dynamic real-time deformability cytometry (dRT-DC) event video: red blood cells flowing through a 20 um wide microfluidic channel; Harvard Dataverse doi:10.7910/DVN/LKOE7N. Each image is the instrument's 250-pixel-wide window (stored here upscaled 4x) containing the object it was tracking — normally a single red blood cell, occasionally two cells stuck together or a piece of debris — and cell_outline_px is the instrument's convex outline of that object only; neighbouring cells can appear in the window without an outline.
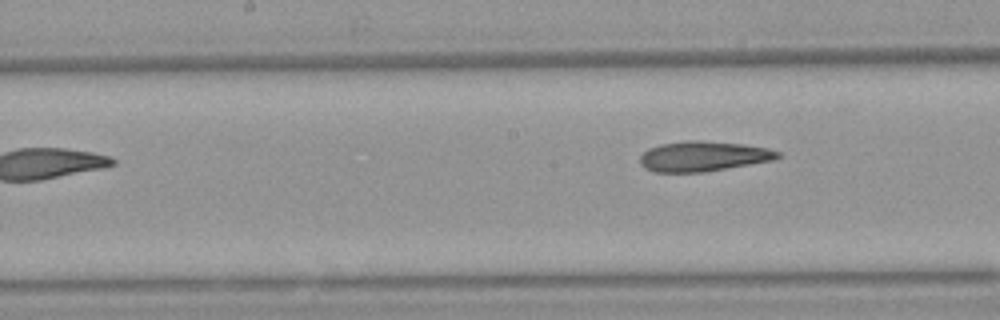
{"species": "Egyptian fruit bat (a non-hibernating species)", "species_latin": "Rousettus aegyptiacus", "temperature_condition": "warm", "stored_images_in_passage": 7, "camera_frame_rate_fps": 3000, "um_per_image_px": 0.085, "animal": {"sex": "female"}, "frame": {"image": 1, "passage_image": 7, "time_ms": 7.0, "image_size_px": [1000, 320], "cell_outline_px": [[780, 156], [772, 160], [704, 172], [652, 172], [644, 168], [640, 164], [640, 156], [648, 148], [660, 144], [684, 140], [696, 140], [740, 144], [768, 148], [780, 152]], "centroid_in_image_um": [59.71, 13.28], "position_along_channel_um": 188.5, "area_um2": 24.04}}